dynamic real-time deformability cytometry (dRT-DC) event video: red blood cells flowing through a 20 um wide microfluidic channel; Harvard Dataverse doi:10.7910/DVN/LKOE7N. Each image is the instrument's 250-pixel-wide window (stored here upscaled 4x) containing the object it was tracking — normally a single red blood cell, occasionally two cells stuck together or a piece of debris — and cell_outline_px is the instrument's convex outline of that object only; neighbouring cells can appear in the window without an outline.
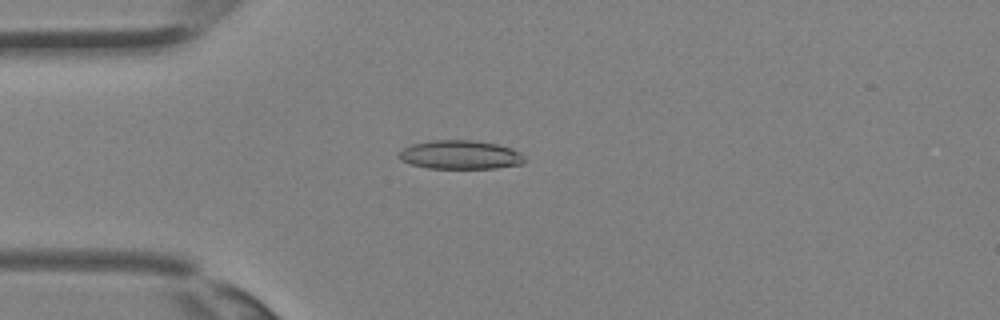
{"species": "Egyptian fruit bat (a non-hibernating species)", "species_latin": "Rousettus aegyptiacus", "temperature_condition": "room temperature", "stored_images_in_passage": 33, "camera_frame_rate_fps": 3000, "um_per_image_px": 0.085, "animal": {"sex": "female"}, "frame": {"image": 1, "passage_image": 10, "time_ms": 3.0, "image_size_px": [1000, 320], "cell_outline_px": [[524, 160], [520, 164], [496, 168], [428, 168], [412, 164], [400, 160], [396, 156], [404, 148], [412, 144], [432, 140], [476, 140], [496, 144], [512, 148], [520, 152], [524, 156]], "centroid_in_image_um": [39.11, 13.15], "position_along_channel_um": 45.9, "area_um2": 21.04}}
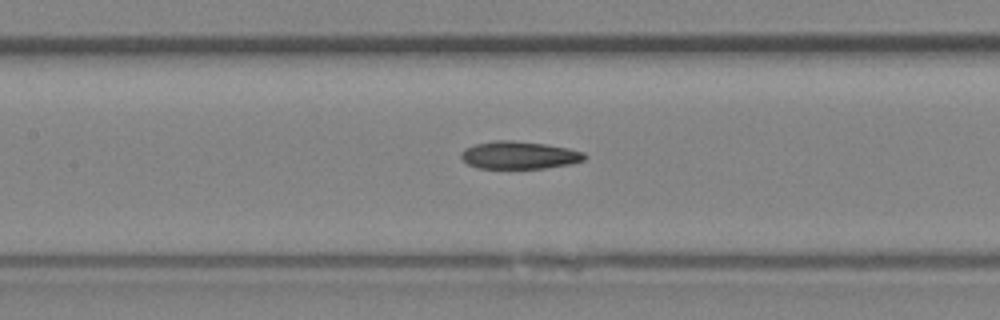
{"frame": {"image": 2, "passage_image": 17, "time_ms": 5.333, "image_size_px": [1000, 320], "cell_outline_px": [[588, 156], [584, 160], [572, 164], [544, 168], [480, 168], [468, 164], [460, 156], [460, 152], [464, 148], [476, 144], [492, 140], [512, 140], [544, 144], [568, 148], [584, 152]], "centroid_in_image_um": [44.14, 13.18], "position_along_channel_um": 163.3, "area_um2": 19.94}}
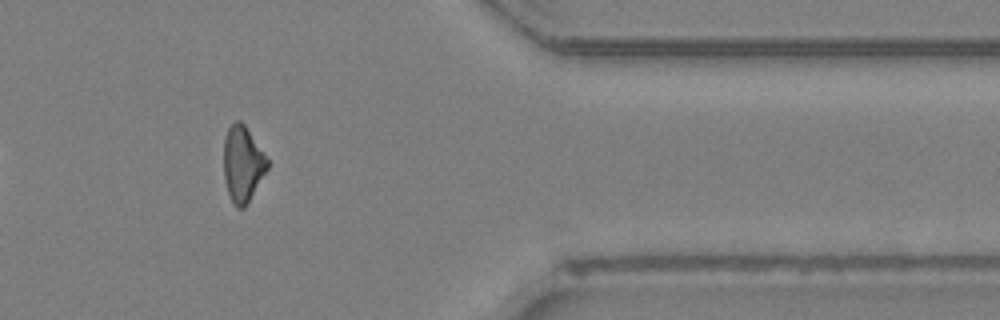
{"frame": {"image": 3, "passage_image": 30, "time_ms": 9.667, "image_size_px": [1000, 320], "cell_outline_px": [[268, 168], [244, 208], [236, 208], [228, 192], [224, 180], [224, 136], [228, 128], [236, 120], [240, 120], [244, 124], [268, 160]], "centroid_in_image_um": [20.6, 13.92], "position_along_channel_um": 390.8, "area_um2": 18.96}}